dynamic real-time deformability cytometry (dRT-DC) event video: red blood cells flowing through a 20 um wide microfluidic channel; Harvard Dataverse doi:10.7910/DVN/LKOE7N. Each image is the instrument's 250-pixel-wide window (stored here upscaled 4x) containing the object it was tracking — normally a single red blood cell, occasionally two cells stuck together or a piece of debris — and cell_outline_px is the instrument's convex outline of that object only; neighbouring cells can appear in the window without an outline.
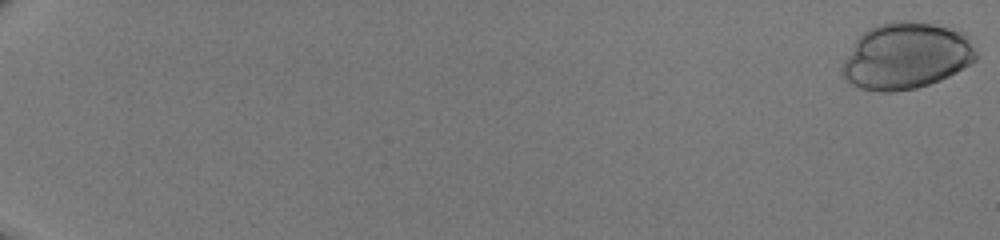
{"species": "human", "species_latin": "Homo sapiens", "temperature_condition": "room temperature", "stored_images_in_passage": 51, "camera_frame_rate_fps": 3000, "um_per_image_px": 0.085, "donor": {"sex": "male"}, "frame": {"image": 1, "passage_image": 1, "time_ms": 0.0, "image_size_px": [1000, 240], "cell_outline_px": [[980, 56], [976, 60], [956, 72], [940, 80], [916, 88], [892, 92], [880, 92], [860, 88], [852, 84], [844, 76], [844, 60], [856, 40], [864, 32], [880, 24], [900, 20], [908, 20], [960, 28], [964, 32], [976, 48]], "centroid_in_image_um": [77.11, 4.74], "position_along_channel_um": 7.9, "area_um2": 51.9}}
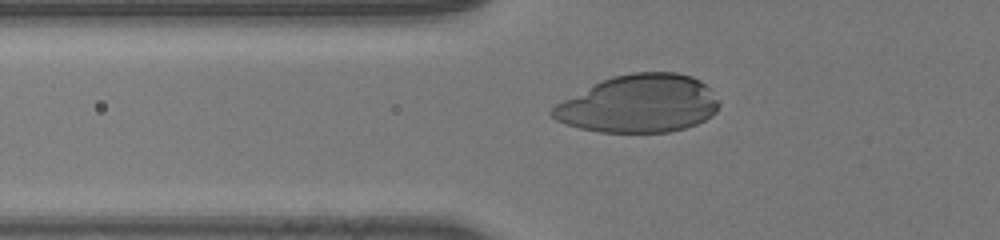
{"frame": {"image": 2, "passage_image": 22, "time_ms": 7.0, "image_size_px": [1000, 240], "cell_outline_px": [[720, 104], [716, 112], [712, 116], [696, 124], [684, 128], [668, 132], [600, 132], [580, 128], [556, 120], [548, 112], [556, 104], [600, 80], [612, 76], [632, 72], [676, 72], [692, 76], [700, 80], [712, 88]], "centroid_in_image_um": [54.34, 8.81], "position_along_channel_um": 71.5, "area_um2": 56.36}}
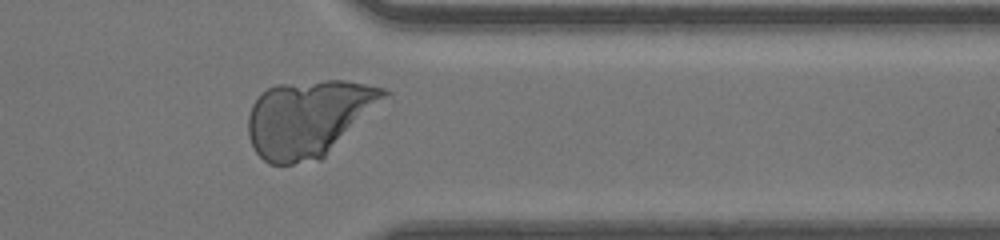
{"frame": {"image": 3, "passage_image": 44, "time_ms": 14.333, "image_size_px": [1000, 240], "cell_outline_px": [[392, 92], [320, 160], [292, 164], [268, 164], [256, 152], [248, 136], [248, 116], [252, 104], [260, 92], [276, 84], [324, 80], [348, 80], [384, 88]], "centroid_in_image_um": [26.21, 10.03], "position_along_channel_um": 385.2, "area_um2": 60.4}}